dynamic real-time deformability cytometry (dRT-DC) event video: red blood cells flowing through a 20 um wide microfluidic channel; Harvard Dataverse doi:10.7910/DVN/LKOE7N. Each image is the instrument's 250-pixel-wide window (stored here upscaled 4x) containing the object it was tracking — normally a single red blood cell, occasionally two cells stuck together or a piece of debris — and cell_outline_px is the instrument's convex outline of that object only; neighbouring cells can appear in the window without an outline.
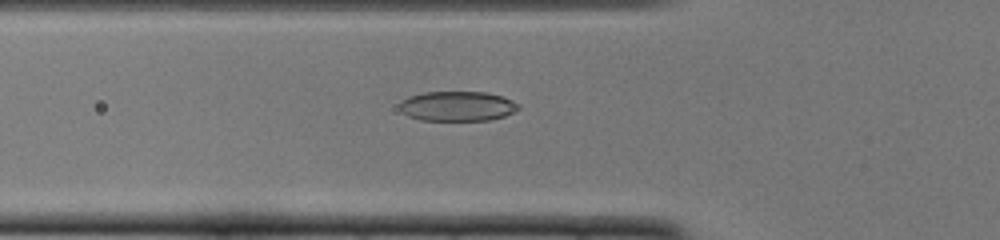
{"species": "common noctule bat (a hibernating species)", "species_latin": "Nyctalus noctula", "temperature_condition": "cold", "stored_images_in_passage": 43, "camera_frame_rate_fps": 3000, "um_per_image_px": 0.085, "animal": {"sex": "female", "body_mass_g": 22.0, "forearm_length_mm": 56.7}, "frame": {"image": 1, "passage_image": 10, "time_ms": 3.0, "image_size_px": [1000, 240], "cell_outline_px": [[520, 108], [504, 116], [488, 120], [420, 120], [408, 116], [400, 108], [400, 104], [408, 96], [424, 92], [488, 92], [512, 100], [520, 104]], "centroid_in_image_um": [38.89, 9.02], "position_along_channel_um": 86.9, "area_um2": 20.52}}
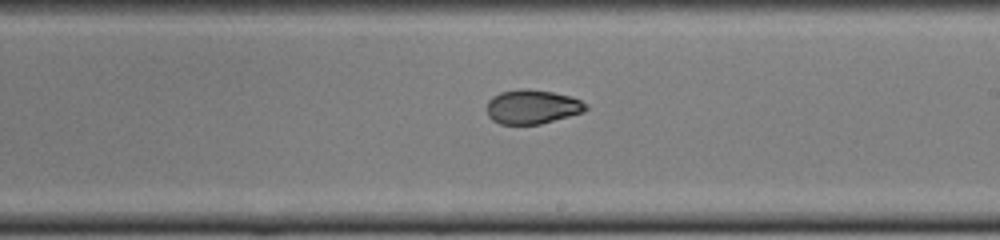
{"frame": {"image": 2, "passage_image": 22, "time_ms": 7.0, "image_size_px": [1000, 240], "cell_outline_px": [[588, 108], [584, 112], [540, 124], [500, 124], [492, 120], [488, 116], [488, 100], [492, 96], [500, 92], [520, 88], [524, 88], [552, 92], [572, 96], [588, 104]], "centroid_in_image_um": [45.25, 9.07], "position_along_channel_um": 243.7, "area_um2": 19.83}}
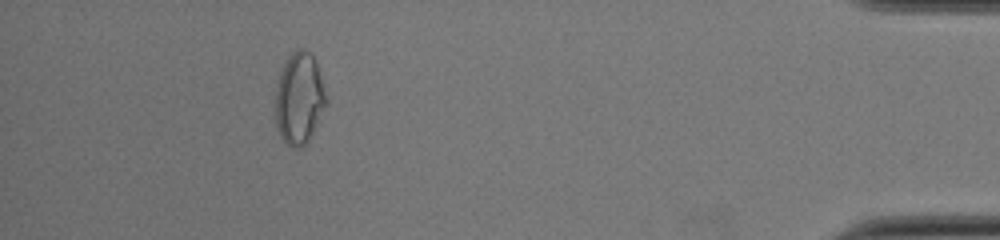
{"frame": {"image": 3, "passage_image": 39, "time_ms": 12.667, "image_size_px": [1000, 240], "cell_outline_px": [[328, 100], [308, 140], [300, 148], [292, 148], [280, 136], [276, 124], [276, 88], [280, 72], [288, 56], [296, 48], [304, 48], [316, 60]], "centroid_in_image_um": [25.43, 8.33], "position_along_channel_um": 409.8, "area_um2": 26.88}, "authors_computed_cell_mechanics": {"area_um2": 20.5768, "velocity_mm_per_s": 3.9231, "shape_relaxation_time_tau1_ms": 11.0434, "shape_relaxation_time_tau2_ms": 1.9757, "deformation_change_tau1": 0.2773, "deformation_change_tau2": 0.0623}}